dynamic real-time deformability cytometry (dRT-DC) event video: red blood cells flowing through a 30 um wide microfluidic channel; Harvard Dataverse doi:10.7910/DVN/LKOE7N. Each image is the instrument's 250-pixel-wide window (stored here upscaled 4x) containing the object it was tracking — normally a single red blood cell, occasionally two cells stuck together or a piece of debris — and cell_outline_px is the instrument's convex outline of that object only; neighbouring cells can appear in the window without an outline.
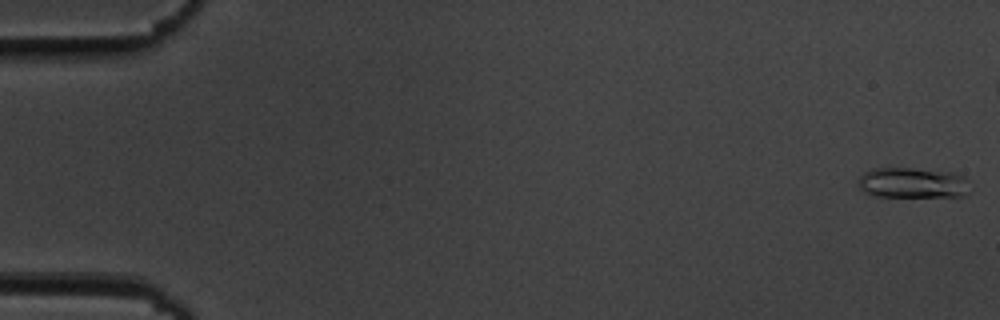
{"species": "common noctule bat (a hibernating species)", "species_latin": "Nyctalus noctula", "temperature_condition": "cold", "stored_images_in_passage": 49, "segment_of_instrument_passage": [1, 2], "camera_frame_rate_fps": 3000, "um_per_image_px": 0.085, "animal": {"sex": "male", "body_mass_g": 19.5, "forearm_length_mm": 54.6}, "frame": {"image": 1, "passage_image": 1, "time_ms": 0.0, "image_size_px": [1000, 320], "cell_outline_px": [[968, 192], [964, 196], [876, 196], [864, 192], [860, 188], [856, 180], [864, 172], [872, 168], [912, 168], [952, 172], [964, 176], [968, 180]], "centroid_in_image_um": [77.55, 15.53], "position_along_channel_um": 7.5, "area_um2": 19.94}}
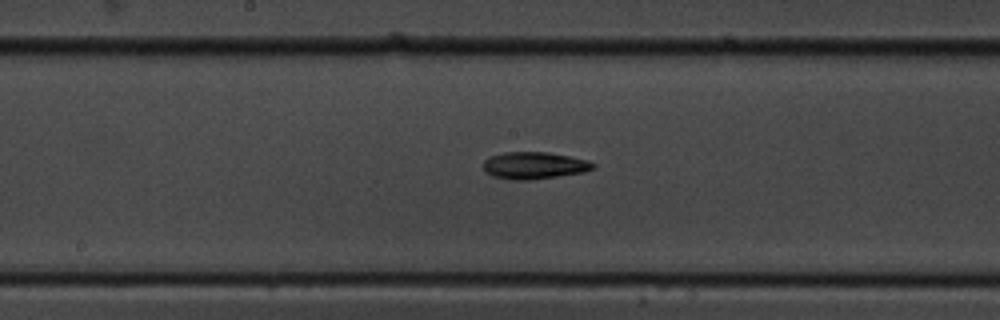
{"frame": {"image": 2, "passage_image": 29, "time_ms": 9.333, "image_size_px": [1000, 320], "cell_outline_px": [[596, 168], [584, 172], [532, 180], [512, 180], [492, 176], [484, 168], [484, 160], [488, 156], [504, 152], [548, 152], [588, 160], [596, 164]], "centroid_in_image_um": [45.42, 14.06], "position_along_channel_um": 202.8, "area_um2": 17.4}}
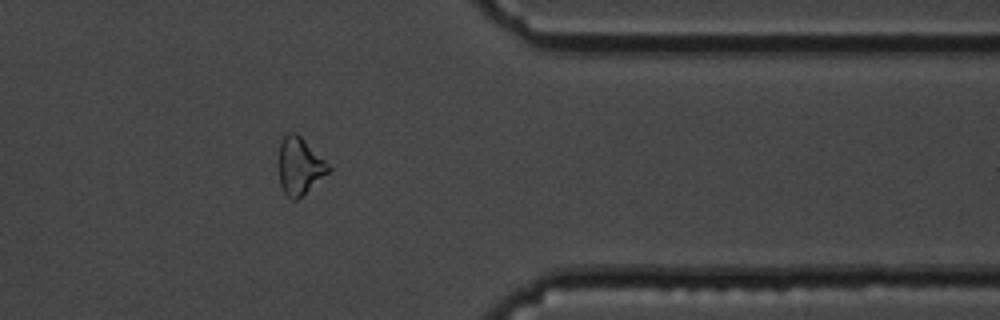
{"frame": {"image": 3, "passage_image": 45, "time_ms": 14.667, "image_size_px": [1000, 320], "cell_outline_px": [[332, 168], [328, 172], [296, 200], [292, 200], [284, 192], [280, 184], [280, 140], [288, 132], [296, 132]], "centroid_in_image_um": [25.45, 14.09], "position_along_channel_um": 385.9, "area_um2": 15.95}}